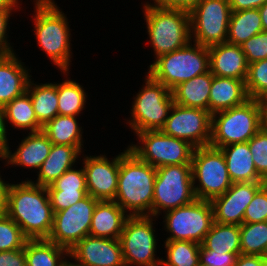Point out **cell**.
<instances>
[{
	"label": "cell",
	"instance_id": "obj_1",
	"mask_svg": "<svg viewBox=\"0 0 267 266\" xmlns=\"http://www.w3.org/2000/svg\"><path fill=\"white\" fill-rule=\"evenodd\" d=\"M6 215L21 229L28 239H48L54 212L47 188L31 180L9 184Z\"/></svg>",
	"mask_w": 267,
	"mask_h": 266
},
{
	"label": "cell",
	"instance_id": "obj_2",
	"mask_svg": "<svg viewBox=\"0 0 267 266\" xmlns=\"http://www.w3.org/2000/svg\"><path fill=\"white\" fill-rule=\"evenodd\" d=\"M155 179L156 168L141 161L128 147L120 154L114 201L125 212L130 211L129 216H153Z\"/></svg>",
	"mask_w": 267,
	"mask_h": 266
},
{
	"label": "cell",
	"instance_id": "obj_3",
	"mask_svg": "<svg viewBox=\"0 0 267 266\" xmlns=\"http://www.w3.org/2000/svg\"><path fill=\"white\" fill-rule=\"evenodd\" d=\"M35 2L34 24L38 45L59 69L68 73L71 40L67 18L53 0Z\"/></svg>",
	"mask_w": 267,
	"mask_h": 266
},
{
	"label": "cell",
	"instance_id": "obj_4",
	"mask_svg": "<svg viewBox=\"0 0 267 266\" xmlns=\"http://www.w3.org/2000/svg\"><path fill=\"white\" fill-rule=\"evenodd\" d=\"M144 16L150 42L157 57L179 50L191 40L190 13L146 3Z\"/></svg>",
	"mask_w": 267,
	"mask_h": 266
},
{
	"label": "cell",
	"instance_id": "obj_5",
	"mask_svg": "<svg viewBox=\"0 0 267 266\" xmlns=\"http://www.w3.org/2000/svg\"><path fill=\"white\" fill-rule=\"evenodd\" d=\"M262 128L258 99L249 98L243 104L211 115L210 146L248 142Z\"/></svg>",
	"mask_w": 267,
	"mask_h": 266
},
{
	"label": "cell",
	"instance_id": "obj_6",
	"mask_svg": "<svg viewBox=\"0 0 267 266\" xmlns=\"http://www.w3.org/2000/svg\"><path fill=\"white\" fill-rule=\"evenodd\" d=\"M189 42L179 50L156 58L147 74L172 90L182 82L210 71L207 46Z\"/></svg>",
	"mask_w": 267,
	"mask_h": 266
},
{
	"label": "cell",
	"instance_id": "obj_7",
	"mask_svg": "<svg viewBox=\"0 0 267 266\" xmlns=\"http://www.w3.org/2000/svg\"><path fill=\"white\" fill-rule=\"evenodd\" d=\"M145 85L134 98L129 125L135 133L160 130L174 104L171 90L149 74Z\"/></svg>",
	"mask_w": 267,
	"mask_h": 266
},
{
	"label": "cell",
	"instance_id": "obj_8",
	"mask_svg": "<svg viewBox=\"0 0 267 266\" xmlns=\"http://www.w3.org/2000/svg\"><path fill=\"white\" fill-rule=\"evenodd\" d=\"M191 165L193 185L195 180L199 181V186H194L197 199L211 201L232 186L224 155L219 148L210 145L195 148Z\"/></svg>",
	"mask_w": 267,
	"mask_h": 266
},
{
	"label": "cell",
	"instance_id": "obj_9",
	"mask_svg": "<svg viewBox=\"0 0 267 266\" xmlns=\"http://www.w3.org/2000/svg\"><path fill=\"white\" fill-rule=\"evenodd\" d=\"M192 165H166L156 168L153 195V216L187 205L196 200Z\"/></svg>",
	"mask_w": 267,
	"mask_h": 266
},
{
	"label": "cell",
	"instance_id": "obj_10",
	"mask_svg": "<svg viewBox=\"0 0 267 266\" xmlns=\"http://www.w3.org/2000/svg\"><path fill=\"white\" fill-rule=\"evenodd\" d=\"M136 134L143 146L132 144L128 147L141 161L155 168L191 164L195 147L189 142L165 135L160 130Z\"/></svg>",
	"mask_w": 267,
	"mask_h": 266
},
{
	"label": "cell",
	"instance_id": "obj_11",
	"mask_svg": "<svg viewBox=\"0 0 267 266\" xmlns=\"http://www.w3.org/2000/svg\"><path fill=\"white\" fill-rule=\"evenodd\" d=\"M165 227L170 237L165 241H192L201 244L214 222L210 201L196 199L165 213Z\"/></svg>",
	"mask_w": 267,
	"mask_h": 266
},
{
	"label": "cell",
	"instance_id": "obj_12",
	"mask_svg": "<svg viewBox=\"0 0 267 266\" xmlns=\"http://www.w3.org/2000/svg\"><path fill=\"white\" fill-rule=\"evenodd\" d=\"M231 12L229 0H202L189 12L193 42L207 47L226 42Z\"/></svg>",
	"mask_w": 267,
	"mask_h": 266
},
{
	"label": "cell",
	"instance_id": "obj_13",
	"mask_svg": "<svg viewBox=\"0 0 267 266\" xmlns=\"http://www.w3.org/2000/svg\"><path fill=\"white\" fill-rule=\"evenodd\" d=\"M153 216H129L120 236L126 266H158L162 259L155 258L156 239Z\"/></svg>",
	"mask_w": 267,
	"mask_h": 266
},
{
	"label": "cell",
	"instance_id": "obj_14",
	"mask_svg": "<svg viewBox=\"0 0 267 266\" xmlns=\"http://www.w3.org/2000/svg\"><path fill=\"white\" fill-rule=\"evenodd\" d=\"M98 201L87 195L69 208L55 212L48 240L70 250L89 235L92 214Z\"/></svg>",
	"mask_w": 267,
	"mask_h": 266
},
{
	"label": "cell",
	"instance_id": "obj_15",
	"mask_svg": "<svg viewBox=\"0 0 267 266\" xmlns=\"http://www.w3.org/2000/svg\"><path fill=\"white\" fill-rule=\"evenodd\" d=\"M169 114L160 129L163 134L185 140L195 148L210 145L211 114L209 111L174 103Z\"/></svg>",
	"mask_w": 267,
	"mask_h": 266
},
{
	"label": "cell",
	"instance_id": "obj_16",
	"mask_svg": "<svg viewBox=\"0 0 267 266\" xmlns=\"http://www.w3.org/2000/svg\"><path fill=\"white\" fill-rule=\"evenodd\" d=\"M266 182H234L220 196L210 202L213 208L214 221L219 224L241 225L247 206L253 200L255 193Z\"/></svg>",
	"mask_w": 267,
	"mask_h": 266
},
{
	"label": "cell",
	"instance_id": "obj_17",
	"mask_svg": "<svg viewBox=\"0 0 267 266\" xmlns=\"http://www.w3.org/2000/svg\"><path fill=\"white\" fill-rule=\"evenodd\" d=\"M110 162L106 156H86L84 173L88 195L99 201L114 200L117 193L120 154Z\"/></svg>",
	"mask_w": 267,
	"mask_h": 266
},
{
	"label": "cell",
	"instance_id": "obj_18",
	"mask_svg": "<svg viewBox=\"0 0 267 266\" xmlns=\"http://www.w3.org/2000/svg\"><path fill=\"white\" fill-rule=\"evenodd\" d=\"M80 266H126L120 239L85 236L69 250Z\"/></svg>",
	"mask_w": 267,
	"mask_h": 266
},
{
	"label": "cell",
	"instance_id": "obj_19",
	"mask_svg": "<svg viewBox=\"0 0 267 266\" xmlns=\"http://www.w3.org/2000/svg\"><path fill=\"white\" fill-rule=\"evenodd\" d=\"M210 72L214 76L246 80L248 63L240 45L227 42L208 47Z\"/></svg>",
	"mask_w": 267,
	"mask_h": 266
},
{
	"label": "cell",
	"instance_id": "obj_20",
	"mask_svg": "<svg viewBox=\"0 0 267 266\" xmlns=\"http://www.w3.org/2000/svg\"><path fill=\"white\" fill-rule=\"evenodd\" d=\"M53 143L42 132H29L20 143L17 151L11 153L9 147L0 154V158L7 159V164L40 169L42 163L48 157Z\"/></svg>",
	"mask_w": 267,
	"mask_h": 266
},
{
	"label": "cell",
	"instance_id": "obj_21",
	"mask_svg": "<svg viewBox=\"0 0 267 266\" xmlns=\"http://www.w3.org/2000/svg\"><path fill=\"white\" fill-rule=\"evenodd\" d=\"M28 70L14 53L0 56V105L5 106L27 91L30 81Z\"/></svg>",
	"mask_w": 267,
	"mask_h": 266
},
{
	"label": "cell",
	"instance_id": "obj_22",
	"mask_svg": "<svg viewBox=\"0 0 267 266\" xmlns=\"http://www.w3.org/2000/svg\"><path fill=\"white\" fill-rule=\"evenodd\" d=\"M128 217L129 215L114 200L98 201L92 214L89 235L120 239Z\"/></svg>",
	"mask_w": 267,
	"mask_h": 266
},
{
	"label": "cell",
	"instance_id": "obj_23",
	"mask_svg": "<svg viewBox=\"0 0 267 266\" xmlns=\"http://www.w3.org/2000/svg\"><path fill=\"white\" fill-rule=\"evenodd\" d=\"M248 99L245 80L213 75L209 95L211 115L241 105Z\"/></svg>",
	"mask_w": 267,
	"mask_h": 266
},
{
	"label": "cell",
	"instance_id": "obj_24",
	"mask_svg": "<svg viewBox=\"0 0 267 266\" xmlns=\"http://www.w3.org/2000/svg\"><path fill=\"white\" fill-rule=\"evenodd\" d=\"M82 146L58 145L53 144L48 157L42 163L37 182L33 184L49 186L68 169L73 168L76 159L82 152Z\"/></svg>",
	"mask_w": 267,
	"mask_h": 266
},
{
	"label": "cell",
	"instance_id": "obj_25",
	"mask_svg": "<svg viewBox=\"0 0 267 266\" xmlns=\"http://www.w3.org/2000/svg\"><path fill=\"white\" fill-rule=\"evenodd\" d=\"M225 158L231 181L265 182L257 173L248 142L226 145L219 148Z\"/></svg>",
	"mask_w": 267,
	"mask_h": 266
},
{
	"label": "cell",
	"instance_id": "obj_26",
	"mask_svg": "<svg viewBox=\"0 0 267 266\" xmlns=\"http://www.w3.org/2000/svg\"><path fill=\"white\" fill-rule=\"evenodd\" d=\"M213 74L209 71L182 82L171 90L175 104L209 111V95Z\"/></svg>",
	"mask_w": 267,
	"mask_h": 266
},
{
	"label": "cell",
	"instance_id": "obj_27",
	"mask_svg": "<svg viewBox=\"0 0 267 266\" xmlns=\"http://www.w3.org/2000/svg\"><path fill=\"white\" fill-rule=\"evenodd\" d=\"M24 251L26 266H63L69 250L48 239H28ZM66 253V254H65Z\"/></svg>",
	"mask_w": 267,
	"mask_h": 266
},
{
	"label": "cell",
	"instance_id": "obj_28",
	"mask_svg": "<svg viewBox=\"0 0 267 266\" xmlns=\"http://www.w3.org/2000/svg\"><path fill=\"white\" fill-rule=\"evenodd\" d=\"M263 31L258 9L232 11L228 25L227 43L241 45Z\"/></svg>",
	"mask_w": 267,
	"mask_h": 266
},
{
	"label": "cell",
	"instance_id": "obj_29",
	"mask_svg": "<svg viewBox=\"0 0 267 266\" xmlns=\"http://www.w3.org/2000/svg\"><path fill=\"white\" fill-rule=\"evenodd\" d=\"M27 92L30 95L36 118L42 126L58 115V95L56 83L36 85L32 83L30 79Z\"/></svg>",
	"mask_w": 267,
	"mask_h": 266
},
{
	"label": "cell",
	"instance_id": "obj_30",
	"mask_svg": "<svg viewBox=\"0 0 267 266\" xmlns=\"http://www.w3.org/2000/svg\"><path fill=\"white\" fill-rule=\"evenodd\" d=\"M42 132L53 144L82 146V131L76 116L56 115L43 127Z\"/></svg>",
	"mask_w": 267,
	"mask_h": 266
},
{
	"label": "cell",
	"instance_id": "obj_31",
	"mask_svg": "<svg viewBox=\"0 0 267 266\" xmlns=\"http://www.w3.org/2000/svg\"><path fill=\"white\" fill-rule=\"evenodd\" d=\"M201 245L217 253H241L240 226L214 221Z\"/></svg>",
	"mask_w": 267,
	"mask_h": 266
},
{
	"label": "cell",
	"instance_id": "obj_32",
	"mask_svg": "<svg viewBox=\"0 0 267 266\" xmlns=\"http://www.w3.org/2000/svg\"><path fill=\"white\" fill-rule=\"evenodd\" d=\"M5 119L12 126L19 129H29L30 132L42 131V125L38 122L29 93L15 97L4 106Z\"/></svg>",
	"mask_w": 267,
	"mask_h": 266
},
{
	"label": "cell",
	"instance_id": "obj_33",
	"mask_svg": "<svg viewBox=\"0 0 267 266\" xmlns=\"http://www.w3.org/2000/svg\"><path fill=\"white\" fill-rule=\"evenodd\" d=\"M58 115L78 116L86 103L83 87L74 81L57 83Z\"/></svg>",
	"mask_w": 267,
	"mask_h": 266
},
{
	"label": "cell",
	"instance_id": "obj_34",
	"mask_svg": "<svg viewBox=\"0 0 267 266\" xmlns=\"http://www.w3.org/2000/svg\"><path fill=\"white\" fill-rule=\"evenodd\" d=\"M167 260H161V266H200V245L192 241H165Z\"/></svg>",
	"mask_w": 267,
	"mask_h": 266
},
{
	"label": "cell",
	"instance_id": "obj_35",
	"mask_svg": "<svg viewBox=\"0 0 267 266\" xmlns=\"http://www.w3.org/2000/svg\"><path fill=\"white\" fill-rule=\"evenodd\" d=\"M240 247L243 255L264 256L267 250V221L241 224Z\"/></svg>",
	"mask_w": 267,
	"mask_h": 266
},
{
	"label": "cell",
	"instance_id": "obj_36",
	"mask_svg": "<svg viewBox=\"0 0 267 266\" xmlns=\"http://www.w3.org/2000/svg\"><path fill=\"white\" fill-rule=\"evenodd\" d=\"M28 238L7 215L0 217V252L24 248Z\"/></svg>",
	"mask_w": 267,
	"mask_h": 266
},
{
	"label": "cell",
	"instance_id": "obj_37",
	"mask_svg": "<svg viewBox=\"0 0 267 266\" xmlns=\"http://www.w3.org/2000/svg\"><path fill=\"white\" fill-rule=\"evenodd\" d=\"M245 88L249 98L259 99L267 90V58L248 64Z\"/></svg>",
	"mask_w": 267,
	"mask_h": 266
},
{
	"label": "cell",
	"instance_id": "obj_38",
	"mask_svg": "<svg viewBox=\"0 0 267 266\" xmlns=\"http://www.w3.org/2000/svg\"><path fill=\"white\" fill-rule=\"evenodd\" d=\"M248 146L258 175L267 183V130L261 128L248 141Z\"/></svg>",
	"mask_w": 267,
	"mask_h": 266
},
{
	"label": "cell",
	"instance_id": "obj_39",
	"mask_svg": "<svg viewBox=\"0 0 267 266\" xmlns=\"http://www.w3.org/2000/svg\"><path fill=\"white\" fill-rule=\"evenodd\" d=\"M46 188L47 191L87 192L83 168L80 170L68 169L61 177Z\"/></svg>",
	"mask_w": 267,
	"mask_h": 266
},
{
	"label": "cell",
	"instance_id": "obj_40",
	"mask_svg": "<svg viewBox=\"0 0 267 266\" xmlns=\"http://www.w3.org/2000/svg\"><path fill=\"white\" fill-rule=\"evenodd\" d=\"M267 221V183L254 195L244 214V223Z\"/></svg>",
	"mask_w": 267,
	"mask_h": 266
},
{
	"label": "cell",
	"instance_id": "obj_41",
	"mask_svg": "<svg viewBox=\"0 0 267 266\" xmlns=\"http://www.w3.org/2000/svg\"><path fill=\"white\" fill-rule=\"evenodd\" d=\"M248 64L267 58V31H262L241 45Z\"/></svg>",
	"mask_w": 267,
	"mask_h": 266
},
{
	"label": "cell",
	"instance_id": "obj_42",
	"mask_svg": "<svg viewBox=\"0 0 267 266\" xmlns=\"http://www.w3.org/2000/svg\"><path fill=\"white\" fill-rule=\"evenodd\" d=\"M239 254L241 253H217L200 245V266H235Z\"/></svg>",
	"mask_w": 267,
	"mask_h": 266
},
{
	"label": "cell",
	"instance_id": "obj_43",
	"mask_svg": "<svg viewBox=\"0 0 267 266\" xmlns=\"http://www.w3.org/2000/svg\"><path fill=\"white\" fill-rule=\"evenodd\" d=\"M53 212L65 210L88 195V192L48 191Z\"/></svg>",
	"mask_w": 267,
	"mask_h": 266
},
{
	"label": "cell",
	"instance_id": "obj_44",
	"mask_svg": "<svg viewBox=\"0 0 267 266\" xmlns=\"http://www.w3.org/2000/svg\"><path fill=\"white\" fill-rule=\"evenodd\" d=\"M0 266H26L24 248L0 252Z\"/></svg>",
	"mask_w": 267,
	"mask_h": 266
},
{
	"label": "cell",
	"instance_id": "obj_45",
	"mask_svg": "<svg viewBox=\"0 0 267 266\" xmlns=\"http://www.w3.org/2000/svg\"><path fill=\"white\" fill-rule=\"evenodd\" d=\"M12 11H0V56L12 54L14 51L6 37L8 20Z\"/></svg>",
	"mask_w": 267,
	"mask_h": 266
},
{
	"label": "cell",
	"instance_id": "obj_46",
	"mask_svg": "<svg viewBox=\"0 0 267 266\" xmlns=\"http://www.w3.org/2000/svg\"><path fill=\"white\" fill-rule=\"evenodd\" d=\"M154 5L167 9L191 11L202 0H153Z\"/></svg>",
	"mask_w": 267,
	"mask_h": 266
},
{
	"label": "cell",
	"instance_id": "obj_47",
	"mask_svg": "<svg viewBox=\"0 0 267 266\" xmlns=\"http://www.w3.org/2000/svg\"><path fill=\"white\" fill-rule=\"evenodd\" d=\"M266 2L267 0H229L231 11L258 9Z\"/></svg>",
	"mask_w": 267,
	"mask_h": 266
},
{
	"label": "cell",
	"instance_id": "obj_48",
	"mask_svg": "<svg viewBox=\"0 0 267 266\" xmlns=\"http://www.w3.org/2000/svg\"><path fill=\"white\" fill-rule=\"evenodd\" d=\"M235 266H261V256L239 254Z\"/></svg>",
	"mask_w": 267,
	"mask_h": 266
},
{
	"label": "cell",
	"instance_id": "obj_49",
	"mask_svg": "<svg viewBox=\"0 0 267 266\" xmlns=\"http://www.w3.org/2000/svg\"><path fill=\"white\" fill-rule=\"evenodd\" d=\"M4 107L0 105V154L3 153L9 146L7 144L6 125H5Z\"/></svg>",
	"mask_w": 267,
	"mask_h": 266
},
{
	"label": "cell",
	"instance_id": "obj_50",
	"mask_svg": "<svg viewBox=\"0 0 267 266\" xmlns=\"http://www.w3.org/2000/svg\"><path fill=\"white\" fill-rule=\"evenodd\" d=\"M8 187L9 183L4 182L0 176V217L6 215Z\"/></svg>",
	"mask_w": 267,
	"mask_h": 266
},
{
	"label": "cell",
	"instance_id": "obj_51",
	"mask_svg": "<svg viewBox=\"0 0 267 266\" xmlns=\"http://www.w3.org/2000/svg\"><path fill=\"white\" fill-rule=\"evenodd\" d=\"M18 0H0V11H12L17 8ZM15 8V9H14Z\"/></svg>",
	"mask_w": 267,
	"mask_h": 266
},
{
	"label": "cell",
	"instance_id": "obj_52",
	"mask_svg": "<svg viewBox=\"0 0 267 266\" xmlns=\"http://www.w3.org/2000/svg\"><path fill=\"white\" fill-rule=\"evenodd\" d=\"M261 107L262 129L267 130V101H259Z\"/></svg>",
	"mask_w": 267,
	"mask_h": 266
},
{
	"label": "cell",
	"instance_id": "obj_53",
	"mask_svg": "<svg viewBox=\"0 0 267 266\" xmlns=\"http://www.w3.org/2000/svg\"><path fill=\"white\" fill-rule=\"evenodd\" d=\"M258 10L261 16L263 31H267V2L258 8Z\"/></svg>",
	"mask_w": 267,
	"mask_h": 266
},
{
	"label": "cell",
	"instance_id": "obj_54",
	"mask_svg": "<svg viewBox=\"0 0 267 266\" xmlns=\"http://www.w3.org/2000/svg\"><path fill=\"white\" fill-rule=\"evenodd\" d=\"M261 266H267V258L264 256H261Z\"/></svg>",
	"mask_w": 267,
	"mask_h": 266
},
{
	"label": "cell",
	"instance_id": "obj_55",
	"mask_svg": "<svg viewBox=\"0 0 267 266\" xmlns=\"http://www.w3.org/2000/svg\"><path fill=\"white\" fill-rule=\"evenodd\" d=\"M258 101H267V90L266 92L258 99Z\"/></svg>",
	"mask_w": 267,
	"mask_h": 266
},
{
	"label": "cell",
	"instance_id": "obj_56",
	"mask_svg": "<svg viewBox=\"0 0 267 266\" xmlns=\"http://www.w3.org/2000/svg\"><path fill=\"white\" fill-rule=\"evenodd\" d=\"M63 266H80V265H77L76 263H72L70 261H66Z\"/></svg>",
	"mask_w": 267,
	"mask_h": 266
},
{
	"label": "cell",
	"instance_id": "obj_57",
	"mask_svg": "<svg viewBox=\"0 0 267 266\" xmlns=\"http://www.w3.org/2000/svg\"><path fill=\"white\" fill-rule=\"evenodd\" d=\"M264 257H266V258H267V250H266V252H265V254H264Z\"/></svg>",
	"mask_w": 267,
	"mask_h": 266
}]
</instances>
